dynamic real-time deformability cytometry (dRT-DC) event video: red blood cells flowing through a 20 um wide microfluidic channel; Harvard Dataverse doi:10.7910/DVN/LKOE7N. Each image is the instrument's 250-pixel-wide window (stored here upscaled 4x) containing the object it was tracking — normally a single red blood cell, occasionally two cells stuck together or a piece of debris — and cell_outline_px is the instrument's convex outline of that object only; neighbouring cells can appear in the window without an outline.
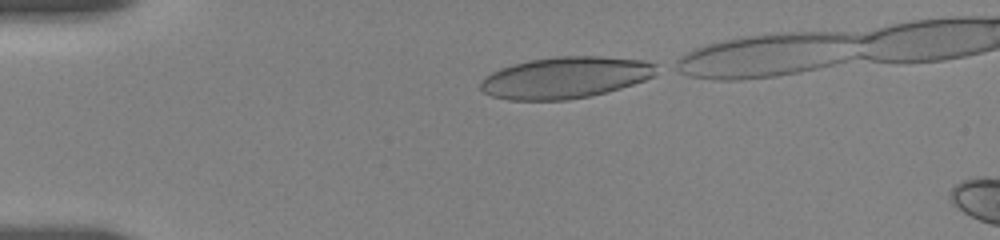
{"species": "human", "species_latin": "Homo sapiens", "temperature_condition": "room temperature", "stored_images_in_passage": 6, "camera_frame_rate_fps": 3000, "um_per_image_px": 0.085, "donor": {"sex": "female"}, "frame": {"image": 1, "passage_image": 1, "time_ms": 0.0, "image_size_px": [1000, 240], "cell_outline_px": [[656, 64], [652, 76], [644, 80], [620, 88], [592, 96], [568, 100], [508, 100], [492, 96], [484, 92], [480, 88], [480, 84], [484, 76], [500, 68], [512, 64], [532, 60], [556, 56], [600, 56], [644, 60]], "centroid_in_image_um": [48.01, 6.6], "position_along_channel_um": 37.0, "area_um2": 42.43}}